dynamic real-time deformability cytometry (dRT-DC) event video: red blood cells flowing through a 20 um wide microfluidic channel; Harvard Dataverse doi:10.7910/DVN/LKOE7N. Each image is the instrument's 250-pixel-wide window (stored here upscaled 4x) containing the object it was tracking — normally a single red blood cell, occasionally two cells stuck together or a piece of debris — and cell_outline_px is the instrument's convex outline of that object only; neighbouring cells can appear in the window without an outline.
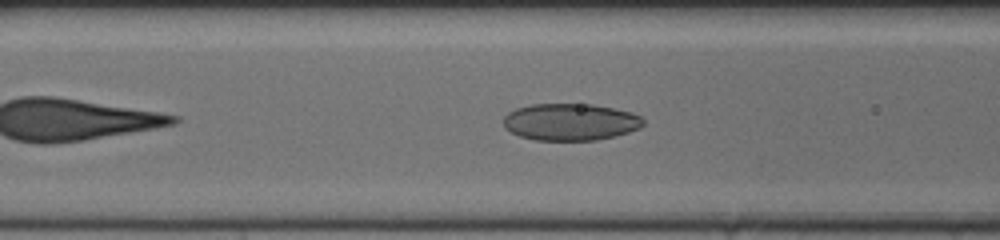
{"species": "human", "species_latin": "Homo sapiens", "temperature_condition": "cold", "stored_images_in_passage": 42, "camera_frame_rate_fps": 3000, "um_per_image_px": 0.085, "donor": {"sex": "female"}, "frame": {"image": 1, "passage_image": 8, "time_ms": 2.333, "image_size_px": [1000, 240], "cell_outline_px": [[644, 124], [640, 128], [628, 132], [596, 140], [536, 140], [520, 136], [504, 128], [504, 116], [508, 112], [516, 108], [532, 104], [592, 104], [632, 112], [640, 116], [644, 120]], "centroid_in_image_um": [48.47, 10.36], "position_along_channel_um": 118.1, "area_um2": 30.06}}
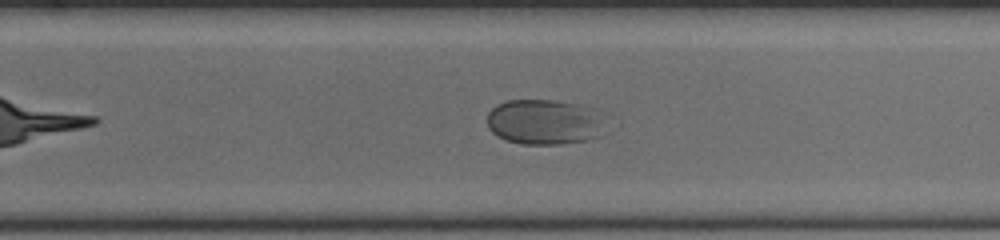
{"frame": {"image": 2, "passage_image": 22, "time_ms": 7.0, "image_size_px": [1000, 240], "cell_outline_px": [[600, 136], [588, 140], [560, 144], [520, 144], [504, 140], [496, 136], [488, 128], [488, 112], [496, 104], [508, 100], [556, 100], [576, 104], [592, 108]], "centroid_in_image_um": [46.1, 10.38], "position_along_channel_um": 283.7, "area_um2": 30.52}}
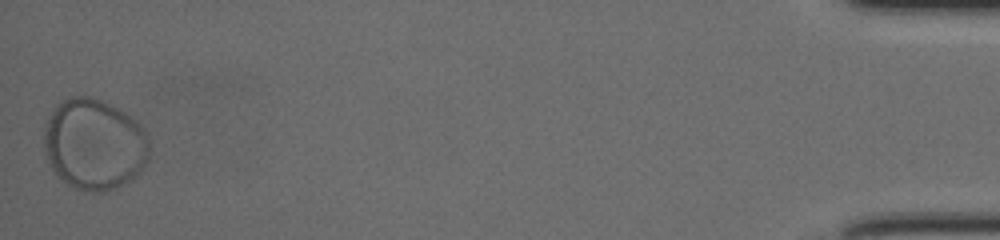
{"frame": {"image": 3, "passage_image": 42, "time_ms": 13.667, "image_size_px": [1000, 240], "cell_outline_px": [[148, 160], [140, 172], [132, 180], [116, 188], [100, 192], [84, 192], [60, 180], [52, 168], [48, 160], [44, 148], [44, 128], [56, 104], [72, 96], [92, 96], [104, 100], [120, 108], [136, 120], [144, 128], [148, 136]], "centroid_in_image_um": [8.03, 12.26], "position_along_channel_um": 427.2, "area_um2": 56.53}, "authors_computed_cell_mechanics": {"area_um2": 33.6396, "velocity_mm_per_s": 3.5545, "shape_relaxation_time_tau1_ms": 7.959, "shape_relaxation_time_tau2_ms": null, "deformation_change_tau1": 0.1914, "deformation_change_tau2": null}}